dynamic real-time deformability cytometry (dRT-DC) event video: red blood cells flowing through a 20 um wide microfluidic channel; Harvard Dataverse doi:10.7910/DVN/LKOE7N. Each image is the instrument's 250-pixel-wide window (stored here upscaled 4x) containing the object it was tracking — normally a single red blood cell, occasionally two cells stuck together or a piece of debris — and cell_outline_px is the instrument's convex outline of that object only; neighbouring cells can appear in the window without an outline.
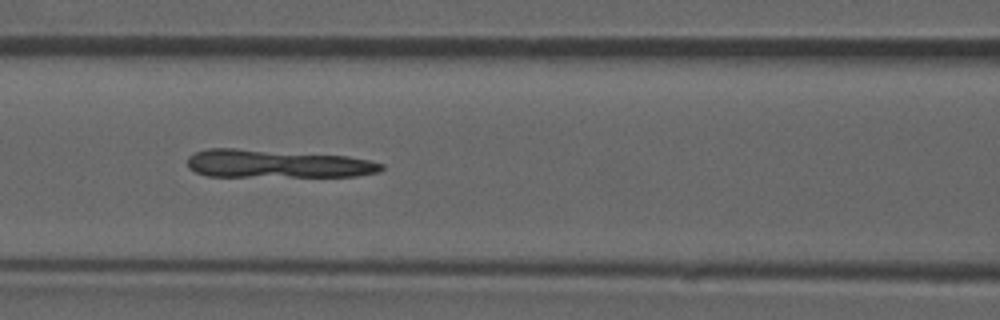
{"species": "common noctule bat (a hibernating species)", "species_latin": "Nyctalus noctula", "temperature_condition": "room temperature", "stored_images_in_passage": 53, "camera_frame_rate_fps": 3000, "um_per_image_px": 0.085, "animal": {"sex": "male", "forearm_length_mm": 52.5}, "frame": {"image": 1, "passage_image": 23, "time_ms": 7.333, "image_size_px": [1000, 320], "cell_outline_px": [[384, 168], [380, 172], [356, 176], [208, 176], [196, 172], [188, 168], [188, 156], [196, 152], [208, 148], [236, 148], [348, 156], [368, 160], [384, 164]], "centroid_in_image_um": [23.56, 13.92], "position_along_channel_um": 143.0, "area_um2": 31.79}}